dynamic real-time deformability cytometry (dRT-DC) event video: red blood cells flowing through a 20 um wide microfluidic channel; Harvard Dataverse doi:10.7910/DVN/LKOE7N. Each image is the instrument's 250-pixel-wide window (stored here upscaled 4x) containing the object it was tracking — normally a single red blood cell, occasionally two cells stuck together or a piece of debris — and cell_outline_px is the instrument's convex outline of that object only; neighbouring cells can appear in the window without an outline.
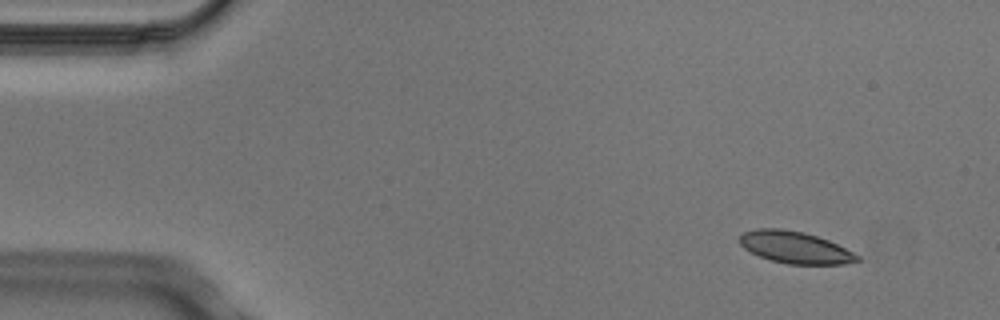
{"species": "Egyptian fruit bat (a non-hibernating species)", "species_latin": "Rousettus aegyptiacus", "temperature_condition": "cold", "stored_images_in_passage": 4, "camera_frame_rate_fps": 3000, "um_per_image_px": 0.085, "animal": {"sex": "male"}, "frame": {"image": 1, "passage_image": 2, "time_ms": 0.333, "image_size_px": [1000, 320], "cell_outline_px": [[860, 260], [844, 264], [788, 264], [772, 260], [760, 256], [744, 248], [740, 244], [740, 236], [744, 232], [756, 228], [780, 228], [804, 232], [828, 240], [860, 256]], "centroid_in_image_um": [67.57, 21.02], "position_along_channel_um": 17.4, "area_um2": 21.62}}